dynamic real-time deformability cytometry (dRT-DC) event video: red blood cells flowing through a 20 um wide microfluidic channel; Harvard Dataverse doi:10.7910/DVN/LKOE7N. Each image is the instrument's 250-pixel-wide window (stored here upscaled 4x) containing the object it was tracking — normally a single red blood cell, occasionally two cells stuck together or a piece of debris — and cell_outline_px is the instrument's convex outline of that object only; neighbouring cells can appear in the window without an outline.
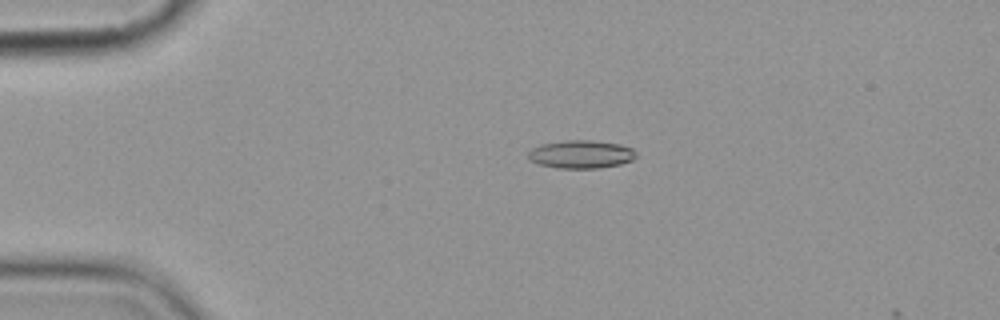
{"species": "common noctule bat (a hibernating species)", "species_latin": "Nyctalus noctula", "temperature_condition": "cold", "stored_images_in_passage": 6, "camera_frame_rate_fps": 3000, "um_per_image_px": 0.085, "animal": {"sex": "female", "body_mass_g": 19.9}, "frame": {"image": 1, "passage_image": 4, "time_ms": 3.333, "image_size_px": [1000, 320], "cell_outline_px": [[636, 156], [632, 160], [620, 164], [596, 168], [556, 168], [536, 164], [528, 160], [528, 152], [532, 148], [540, 144], [568, 140], [592, 140], [620, 144], [632, 148], [636, 152]], "centroid_in_image_um": [49.35, 13.11], "position_along_channel_um": 35.7, "area_um2": 17.8}}